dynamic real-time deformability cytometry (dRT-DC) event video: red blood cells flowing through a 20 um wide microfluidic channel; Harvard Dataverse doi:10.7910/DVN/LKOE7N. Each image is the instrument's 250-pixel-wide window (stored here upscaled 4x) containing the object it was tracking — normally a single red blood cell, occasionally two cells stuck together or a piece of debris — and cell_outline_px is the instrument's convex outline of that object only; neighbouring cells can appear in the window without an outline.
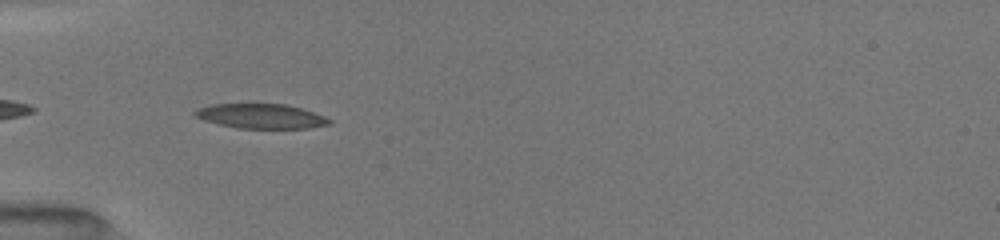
{"species": "common noctule bat (a hibernating species)", "species_latin": "Nyctalus noctula", "temperature_condition": "room temperature", "stored_images_in_passage": 15, "camera_frame_rate_fps": 3000, "um_per_image_px": 0.085, "animal": {"sex": "female", "body_mass_g": 19.5, "forearm_length_mm": 54.1}, "frame": {"image": 1, "passage_image": 13, "time_ms": 5.667, "image_size_px": [1000, 240], "cell_outline_px": [[332, 124], [308, 128], [236, 128], [204, 120], [192, 116], [192, 112], [196, 108], [212, 104], [284, 104], [300, 108], [324, 116], [332, 120]], "centroid_in_image_um": [22.14, 9.87], "position_along_channel_um": 62.9, "area_um2": 19.31}}
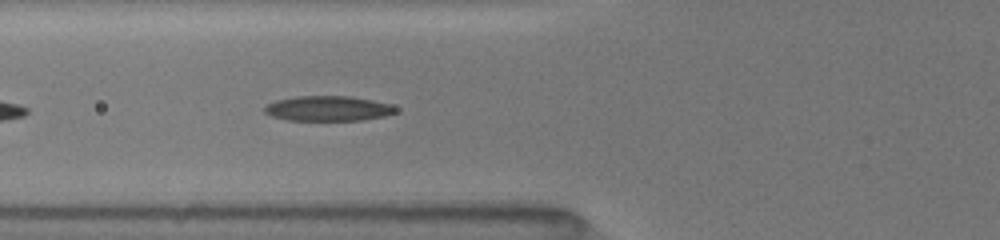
{"frame": {"image": 2, "passage_image": 15, "time_ms": 6.667, "image_size_px": [1000, 240], "cell_outline_px": [[400, 108], [396, 112], [384, 116], [360, 120], [288, 120], [272, 116], [264, 112], [264, 108], [268, 104], [276, 100], [296, 96], [352, 96], [392, 104]], "centroid_in_image_um": [27.92, 9.21], "position_along_channel_um": 97.9, "area_um2": 19.19}}